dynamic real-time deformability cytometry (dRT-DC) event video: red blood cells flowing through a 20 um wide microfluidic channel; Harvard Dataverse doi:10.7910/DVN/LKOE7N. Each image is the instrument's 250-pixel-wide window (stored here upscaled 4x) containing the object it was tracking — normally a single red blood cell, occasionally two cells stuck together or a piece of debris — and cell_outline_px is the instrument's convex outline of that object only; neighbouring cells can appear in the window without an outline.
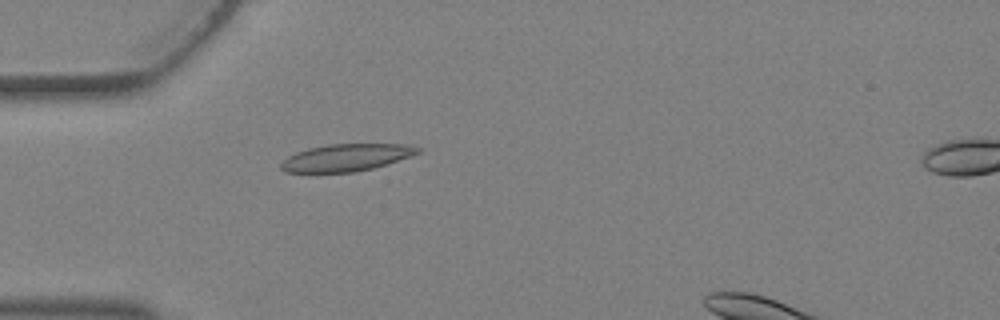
{"species": "Egyptian fruit bat (a non-hibernating species)", "species_latin": "Rousettus aegyptiacus", "temperature_condition": "warm", "stored_images_in_passage": 2, "camera_frame_rate_fps": 3000, "um_per_image_px": 0.085, "animal": {"sex": "female"}, "frame": {"image": 1, "passage_image": 1, "time_ms": 0.0, "image_size_px": [1000, 320], "cell_outline_px": [[420, 152], [372, 168], [352, 172], [284, 172], [280, 168], [280, 164], [288, 156], [296, 152], [308, 148], [328, 144], [408, 144], [420, 148]], "centroid_in_image_um": [29.37, 13.38], "position_along_channel_um": 55.6, "area_um2": 21.33}}